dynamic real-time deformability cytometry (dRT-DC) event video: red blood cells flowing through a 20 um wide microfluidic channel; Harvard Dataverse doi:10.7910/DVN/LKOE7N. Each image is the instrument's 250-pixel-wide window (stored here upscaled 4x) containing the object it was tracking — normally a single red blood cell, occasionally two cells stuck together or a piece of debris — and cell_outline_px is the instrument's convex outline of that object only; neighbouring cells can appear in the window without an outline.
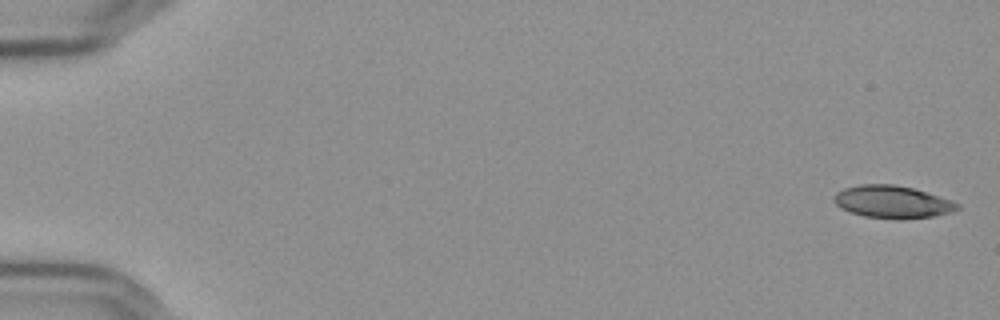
{"species": "Egyptian fruit bat (a non-hibernating species)", "species_latin": "Rousettus aegyptiacus", "temperature_condition": "cold", "stored_images_in_passage": 15, "camera_frame_rate_fps": 3000, "um_per_image_px": 0.085, "frame": {"image": 1, "passage_image": 1, "time_ms": 0.0, "image_size_px": [1000, 320], "cell_outline_px": [[960, 208], [952, 212], [936, 216], [900, 220], [864, 216], [840, 208], [832, 200], [832, 196], [836, 192], [844, 188], [860, 184], [892, 184], [912, 188], [952, 200], [960, 204]], "centroid_in_image_um": [75.85, 17.17], "position_along_channel_um": 9.1, "area_um2": 23.58}}